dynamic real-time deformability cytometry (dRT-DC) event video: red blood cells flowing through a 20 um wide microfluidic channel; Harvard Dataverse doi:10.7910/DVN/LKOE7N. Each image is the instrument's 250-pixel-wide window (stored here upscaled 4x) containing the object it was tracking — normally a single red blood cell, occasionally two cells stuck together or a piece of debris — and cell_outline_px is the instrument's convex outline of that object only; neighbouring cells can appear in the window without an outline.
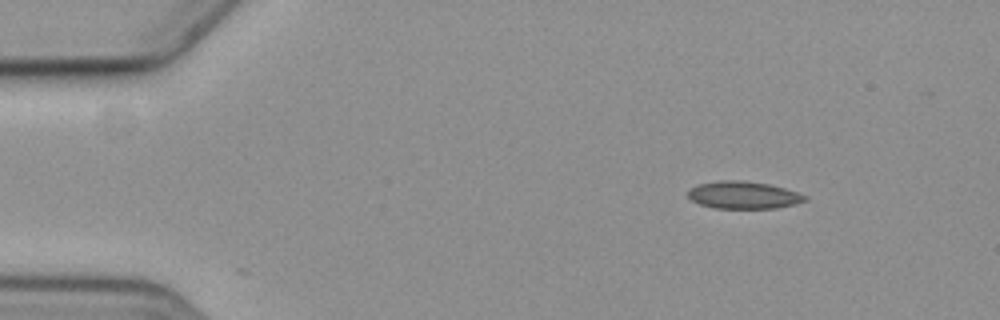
{"species": "common noctule bat (a hibernating species)", "species_latin": "Nyctalus noctula", "temperature_condition": "cold", "stored_images_in_passage": 51, "camera_frame_rate_fps": 3000, "um_per_image_px": 0.085, "animal": {"sex": "female", "body_mass_g": 19.3, "forearm_length_mm": 54.1}, "frame": {"image": 1, "passage_image": 1, "time_ms": 0.0, "image_size_px": [1000, 320], "cell_outline_px": [[808, 200], [776, 208], [716, 208], [700, 204], [692, 200], [688, 196], [688, 192], [692, 188], [700, 184], [720, 180], [744, 180], [768, 184], [784, 188], [808, 196]], "centroid_in_image_um": [63.21, 16.57], "position_along_channel_um": 21.8, "area_um2": 18.44}}
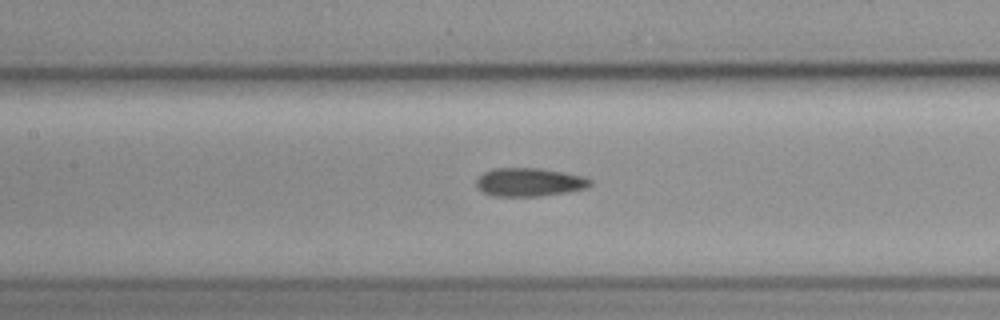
{"frame": {"image": 2, "passage_image": 20, "time_ms": 6.333, "image_size_px": [1000, 320], "cell_outline_px": [[592, 184], [588, 188], [568, 192], [540, 196], [492, 196], [484, 192], [476, 184], [476, 180], [484, 172], [492, 168], [540, 168], [564, 172], [584, 176], [592, 180]], "centroid_in_image_um": [45.04, 15.48], "position_along_channel_um": 162.4, "area_um2": 18.96}}
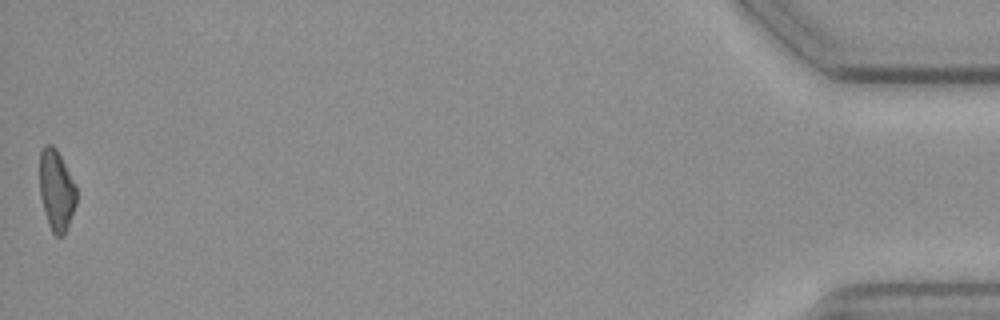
{"frame": {"image": 3, "passage_image": 51, "time_ms": 16.667, "image_size_px": [1000, 320], "cell_outline_px": [[76, 204], [64, 236], [56, 236], [52, 232], [48, 224], [44, 212], [40, 196], [40, 152], [44, 144], [52, 144], [56, 148], [76, 184]], "centroid_in_image_um": [4.79, 16.17], "position_along_channel_um": 430.4, "area_um2": 17.46}, "authors_computed_cell_mechanics": {"area_um2": 18.4382, "velocity_mm_per_s": 3.5915, "shape_relaxation_time_tau1_ms": 5.8866, "shape_relaxation_time_tau2_ms": 3.4885, "deformation_change_tau1": 0.1381, "deformation_change_tau2": 0.1263}}